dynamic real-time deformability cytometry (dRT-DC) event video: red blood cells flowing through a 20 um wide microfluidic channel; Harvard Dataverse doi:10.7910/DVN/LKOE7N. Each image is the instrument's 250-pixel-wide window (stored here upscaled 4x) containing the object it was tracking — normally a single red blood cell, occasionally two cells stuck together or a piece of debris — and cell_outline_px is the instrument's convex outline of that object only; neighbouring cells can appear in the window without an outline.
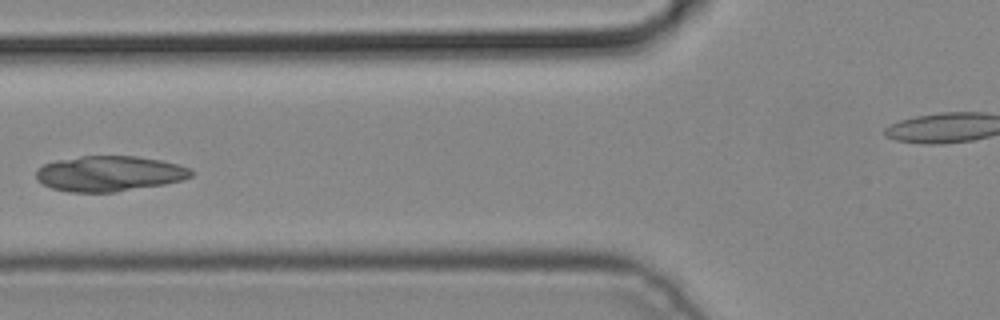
{"species": "common noctule bat (a hibernating species)", "species_latin": "Nyctalus noctula", "temperature_condition": "cold", "stored_images_in_passage": 5, "camera_frame_rate_fps": 3000, "um_per_image_px": 0.085, "animal": {"sex": "male", "body_mass_g": 19.2, "forearm_length_mm": 51.8}, "frame": {"image": 1, "passage_image": 4, "time_ms": 1.0, "image_size_px": [1000, 320], "cell_outline_px": [[192, 176], [180, 180], [164, 184], [116, 192], [68, 192], [52, 188], [36, 180], [36, 172], [44, 164], [56, 160], [80, 156], [136, 156], [160, 160], [176, 164], [188, 168], [192, 172]], "centroid_in_image_um": [9.26, 14.76], "position_along_channel_um": 116.5, "area_um2": 31.79}}
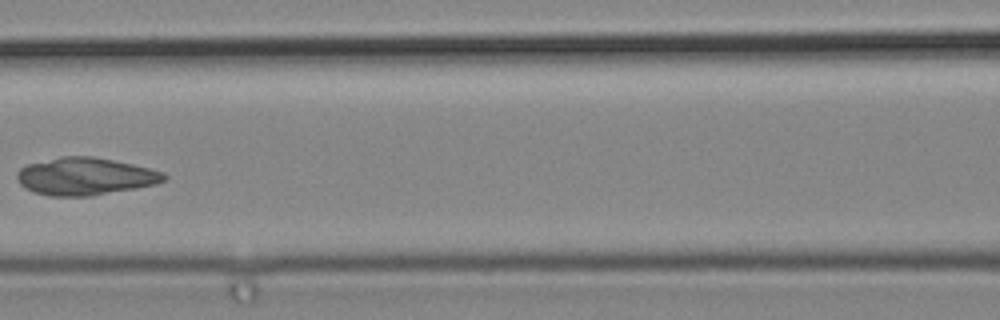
{"frame": {"image": 2, "passage_image": 5, "time_ms": 1.333, "image_size_px": [1000, 320], "cell_outline_px": [[168, 176], [164, 180], [156, 184], [136, 188], [92, 196], [48, 196], [36, 192], [20, 184], [16, 180], [16, 172], [20, 168], [28, 164], [64, 156], [92, 156], [132, 164], [164, 172]], "centroid_in_image_um": [7.24, 14.99], "position_along_channel_um": 159.4, "area_um2": 31.91}}